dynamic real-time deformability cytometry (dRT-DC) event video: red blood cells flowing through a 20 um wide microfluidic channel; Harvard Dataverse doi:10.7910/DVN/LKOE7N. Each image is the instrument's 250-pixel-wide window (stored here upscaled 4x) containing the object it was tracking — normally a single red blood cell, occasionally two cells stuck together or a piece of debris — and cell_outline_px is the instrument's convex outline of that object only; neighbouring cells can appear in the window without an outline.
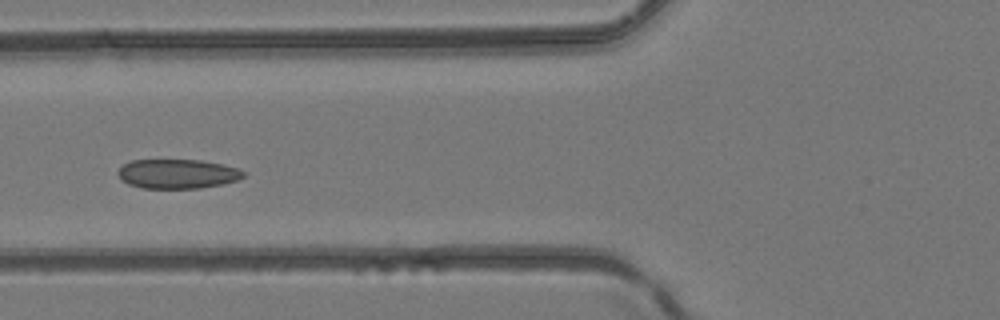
{"species": "common noctule bat (a hibernating species)", "species_latin": "Nyctalus noctula", "temperature_condition": "room temperature", "stored_images_in_passage": 4, "camera_frame_rate_fps": 3000, "um_per_image_px": 0.085, "animal": {"sex": "female", "body_mass_g": 24.6, "forearm_length_mm": 56.2}, "frame": {"image": 1, "passage_image": 4, "time_ms": 1.0, "image_size_px": [1000, 320], "cell_outline_px": [[244, 176], [236, 180], [224, 184], [200, 188], [140, 188], [128, 184], [116, 172], [124, 164], [132, 160], [200, 160], [220, 164], [236, 168], [244, 172]], "centroid_in_image_um": [15.07, 14.78], "position_along_channel_um": 110.7, "area_um2": 21.27}}